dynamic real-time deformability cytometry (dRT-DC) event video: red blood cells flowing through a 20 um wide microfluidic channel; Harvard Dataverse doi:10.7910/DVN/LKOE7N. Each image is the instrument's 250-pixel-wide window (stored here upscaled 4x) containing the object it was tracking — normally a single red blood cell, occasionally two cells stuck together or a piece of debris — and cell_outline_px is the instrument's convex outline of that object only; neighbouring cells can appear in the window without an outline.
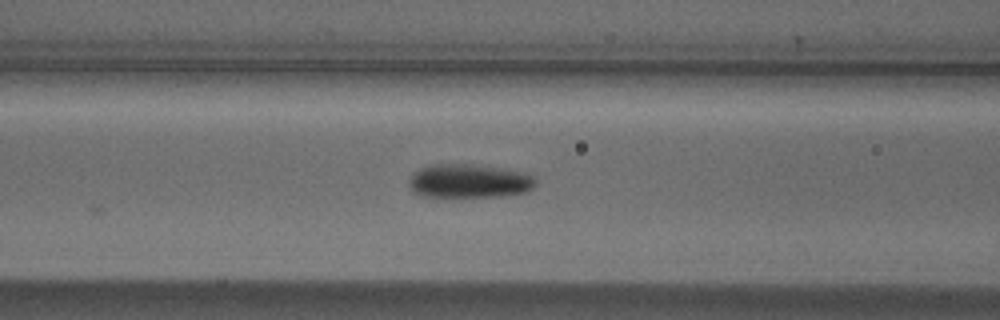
{"species": "Egyptian fruit bat (a non-hibernating species)", "species_latin": "Rousettus aegyptiacus", "temperature_condition": "cold", "stored_images_in_passage": 5, "camera_frame_rate_fps": 3000, "um_per_image_px": 0.085, "animal": {"sex": "male"}, "frame": {"image": 1, "passage_image": 5, "time_ms": 1.333, "image_size_px": [1000, 320], "cell_outline_px": [[536, 184], [528, 192], [500, 196], [420, 196], [408, 184], [408, 180], [412, 172], [428, 164], [468, 164], [500, 168], [524, 172], [532, 176], [536, 180]], "centroid_in_image_um": [39.86, 15.38], "position_along_channel_um": 126.7, "area_um2": 24.91}}